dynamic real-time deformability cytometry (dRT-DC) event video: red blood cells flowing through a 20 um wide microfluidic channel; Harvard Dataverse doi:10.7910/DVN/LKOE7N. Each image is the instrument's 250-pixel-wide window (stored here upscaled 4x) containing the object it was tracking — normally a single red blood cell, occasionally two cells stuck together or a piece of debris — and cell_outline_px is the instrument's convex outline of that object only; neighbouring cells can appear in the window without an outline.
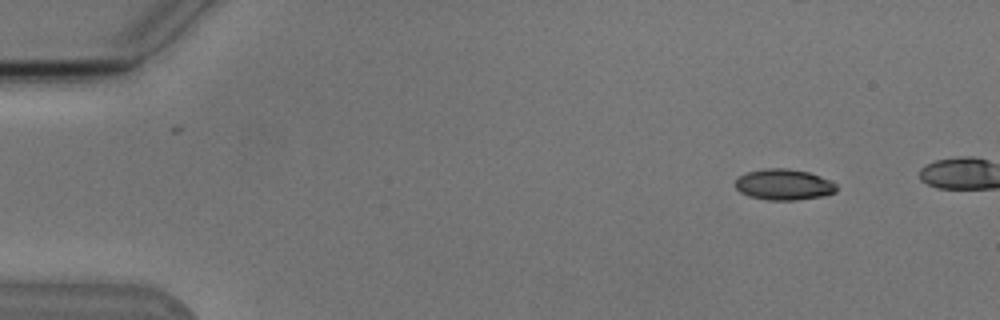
{"species": "Egyptian fruit bat (a non-hibernating species)", "species_latin": "Rousettus aegyptiacus", "temperature_condition": "cold", "stored_images_in_passage": 4, "camera_frame_rate_fps": 3000, "um_per_image_px": 0.085, "animal": {"sex": "male"}, "frame": {"image": 1, "passage_image": 1, "time_ms": 0.0, "image_size_px": [1000, 320], "cell_outline_px": [[836, 192], [824, 196], [796, 200], [768, 200], [748, 196], [740, 192], [736, 188], [736, 180], [740, 176], [748, 172], [768, 168], [788, 168], [808, 172], [820, 176], [836, 184]], "centroid_in_image_um": [66.63, 15.7], "position_along_channel_um": 18.4, "area_um2": 18.15}}